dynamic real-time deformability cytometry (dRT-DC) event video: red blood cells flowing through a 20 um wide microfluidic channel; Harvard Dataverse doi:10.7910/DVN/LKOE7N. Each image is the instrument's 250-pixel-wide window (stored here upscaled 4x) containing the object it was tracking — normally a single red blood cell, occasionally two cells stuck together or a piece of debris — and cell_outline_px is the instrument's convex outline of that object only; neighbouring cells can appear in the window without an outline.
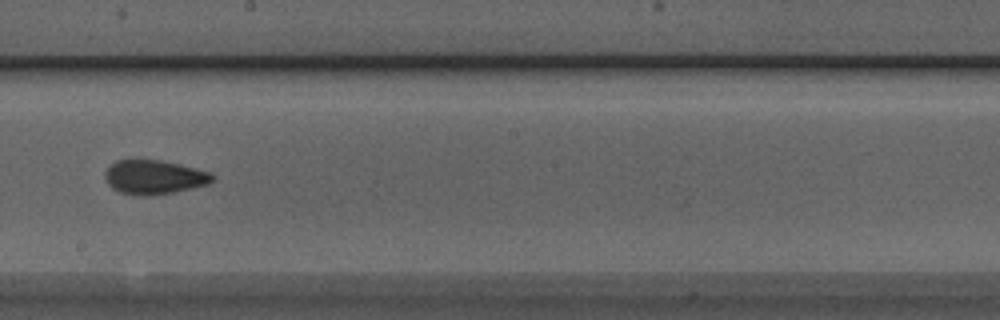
{"species": "Egyptian fruit bat (a non-hibernating species)", "species_latin": "Rousettus aegyptiacus", "temperature_condition": "room temperature", "stored_images_in_passage": 8, "camera_frame_rate_fps": 3000, "um_per_image_px": 0.085, "animal": {"sex": "male"}, "frame": {"image": 1, "passage_image": 8, "time_ms": 2.333, "image_size_px": [1000, 320], "cell_outline_px": [[216, 176], [208, 184], [192, 188], [172, 192], [148, 196], [144, 196], [120, 192], [112, 188], [108, 184], [104, 176], [104, 172], [116, 160], [160, 160], [180, 164], [212, 172]], "centroid_in_image_um": [13.12, 15.05], "position_along_channel_um": 235.1, "area_um2": 21.33}}